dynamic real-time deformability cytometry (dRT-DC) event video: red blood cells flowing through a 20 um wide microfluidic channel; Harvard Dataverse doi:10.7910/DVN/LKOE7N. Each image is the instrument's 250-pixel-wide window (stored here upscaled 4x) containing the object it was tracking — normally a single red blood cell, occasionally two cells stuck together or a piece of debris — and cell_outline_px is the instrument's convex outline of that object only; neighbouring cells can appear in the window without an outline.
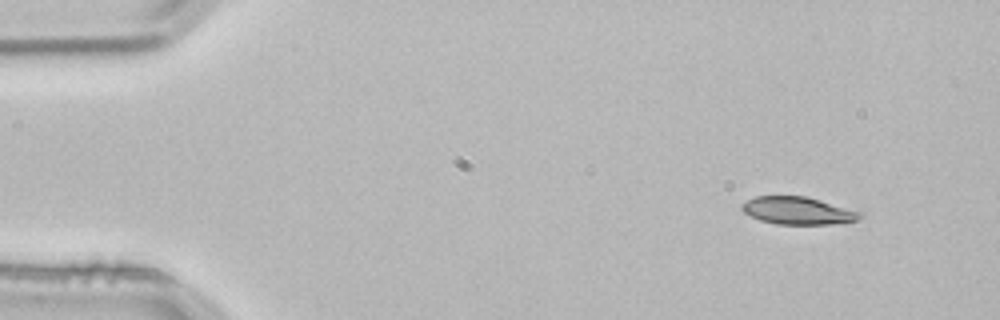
{"species": "common noctule bat (a hibernating species)", "species_latin": "Nyctalus noctula", "temperature_condition": "room temperature", "stored_images_in_passage": 5, "camera_frame_rate_fps": 3000, "um_per_image_px": 0.085, "animal": {"sex": "male", "body_mass_g": 21.5, "forearm_length_mm": 52.0}, "frame": {"image": 1, "passage_image": 5, "time_ms": 1.333, "image_size_px": [1000, 320], "cell_outline_px": [[864, 216], [856, 220], [832, 224], [776, 224], [760, 220], [744, 212], [740, 208], [740, 204], [756, 196], [804, 196], [820, 200], [864, 212]], "centroid_in_image_um": [67.84, 17.9], "position_along_channel_um": 17.2, "area_um2": 18.96}}